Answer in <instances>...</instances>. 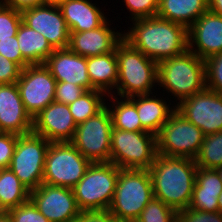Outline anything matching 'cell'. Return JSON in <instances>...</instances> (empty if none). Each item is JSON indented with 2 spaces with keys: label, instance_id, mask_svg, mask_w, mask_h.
I'll return each mask as SVG.
<instances>
[{
  "label": "cell",
  "instance_id": "1",
  "mask_svg": "<svg viewBox=\"0 0 222 222\" xmlns=\"http://www.w3.org/2000/svg\"><path fill=\"white\" fill-rule=\"evenodd\" d=\"M130 26L123 40L157 63L188 49V29L179 23L154 16L133 20Z\"/></svg>",
  "mask_w": 222,
  "mask_h": 222
},
{
  "label": "cell",
  "instance_id": "2",
  "mask_svg": "<svg viewBox=\"0 0 222 222\" xmlns=\"http://www.w3.org/2000/svg\"><path fill=\"white\" fill-rule=\"evenodd\" d=\"M198 167L193 159L157 154L148 169L154 198L176 212L189 207Z\"/></svg>",
  "mask_w": 222,
  "mask_h": 222
},
{
  "label": "cell",
  "instance_id": "3",
  "mask_svg": "<svg viewBox=\"0 0 222 222\" xmlns=\"http://www.w3.org/2000/svg\"><path fill=\"white\" fill-rule=\"evenodd\" d=\"M157 77L158 87L165 89L167 94L172 93L178 105L206 88L205 61L187 49L180 55L160 61Z\"/></svg>",
  "mask_w": 222,
  "mask_h": 222
},
{
  "label": "cell",
  "instance_id": "4",
  "mask_svg": "<svg viewBox=\"0 0 222 222\" xmlns=\"http://www.w3.org/2000/svg\"><path fill=\"white\" fill-rule=\"evenodd\" d=\"M118 80L113 95L130 98L154 93L158 84V63L131 47L125 40L116 46ZM156 84V85H155Z\"/></svg>",
  "mask_w": 222,
  "mask_h": 222
},
{
  "label": "cell",
  "instance_id": "5",
  "mask_svg": "<svg viewBox=\"0 0 222 222\" xmlns=\"http://www.w3.org/2000/svg\"><path fill=\"white\" fill-rule=\"evenodd\" d=\"M153 198L148 170L120 169L109 211L121 222H135Z\"/></svg>",
  "mask_w": 222,
  "mask_h": 222
},
{
  "label": "cell",
  "instance_id": "6",
  "mask_svg": "<svg viewBox=\"0 0 222 222\" xmlns=\"http://www.w3.org/2000/svg\"><path fill=\"white\" fill-rule=\"evenodd\" d=\"M119 170L111 162L91 163L83 178L72 188L79 209H109L113 201Z\"/></svg>",
  "mask_w": 222,
  "mask_h": 222
},
{
  "label": "cell",
  "instance_id": "7",
  "mask_svg": "<svg viewBox=\"0 0 222 222\" xmlns=\"http://www.w3.org/2000/svg\"><path fill=\"white\" fill-rule=\"evenodd\" d=\"M157 154V135L112 129L110 162L118 168L148 170Z\"/></svg>",
  "mask_w": 222,
  "mask_h": 222
},
{
  "label": "cell",
  "instance_id": "8",
  "mask_svg": "<svg viewBox=\"0 0 222 222\" xmlns=\"http://www.w3.org/2000/svg\"><path fill=\"white\" fill-rule=\"evenodd\" d=\"M90 164L71 142H50L45 156L43 183L72 189Z\"/></svg>",
  "mask_w": 222,
  "mask_h": 222
},
{
  "label": "cell",
  "instance_id": "9",
  "mask_svg": "<svg viewBox=\"0 0 222 222\" xmlns=\"http://www.w3.org/2000/svg\"><path fill=\"white\" fill-rule=\"evenodd\" d=\"M203 131L175 110L157 134V153L195 159L204 140Z\"/></svg>",
  "mask_w": 222,
  "mask_h": 222
},
{
  "label": "cell",
  "instance_id": "10",
  "mask_svg": "<svg viewBox=\"0 0 222 222\" xmlns=\"http://www.w3.org/2000/svg\"><path fill=\"white\" fill-rule=\"evenodd\" d=\"M50 141L33 132L17 137L10 170L31 192L43 183L44 164Z\"/></svg>",
  "mask_w": 222,
  "mask_h": 222
},
{
  "label": "cell",
  "instance_id": "11",
  "mask_svg": "<svg viewBox=\"0 0 222 222\" xmlns=\"http://www.w3.org/2000/svg\"><path fill=\"white\" fill-rule=\"evenodd\" d=\"M112 129L111 115L105 106L77 125L71 143L91 163L110 162Z\"/></svg>",
  "mask_w": 222,
  "mask_h": 222
},
{
  "label": "cell",
  "instance_id": "12",
  "mask_svg": "<svg viewBox=\"0 0 222 222\" xmlns=\"http://www.w3.org/2000/svg\"><path fill=\"white\" fill-rule=\"evenodd\" d=\"M56 80L44 64L22 69L17 86L26 112L33 119L55 101Z\"/></svg>",
  "mask_w": 222,
  "mask_h": 222
},
{
  "label": "cell",
  "instance_id": "13",
  "mask_svg": "<svg viewBox=\"0 0 222 222\" xmlns=\"http://www.w3.org/2000/svg\"><path fill=\"white\" fill-rule=\"evenodd\" d=\"M176 110L204 135L222 131V95L205 88L182 100Z\"/></svg>",
  "mask_w": 222,
  "mask_h": 222
},
{
  "label": "cell",
  "instance_id": "14",
  "mask_svg": "<svg viewBox=\"0 0 222 222\" xmlns=\"http://www.w3.org/2000/svg\"><path fill=\"white\" fill-rule=\"evenodd\" d=\"M29 199L50 222H67L81 212L70 188L42 183Z\"/></svg>",
  "mask_w": 222,
  "mask_h": 222
},
{
  "label": "cell",
  "instance_id": "15",
  "mask_svg": "<svg viewBox=\"0 0 222 222\" xmlns=\"http://www.w3.org/2000/svg\"><path fill=\"white\" fill-rule=\"evenodd\" d=\"M21 14L22 22L41 33L54 49L68 48L70 31L58 5L43 4Z\"/></svg>",
  "mask_w": 222,
  "mask_h": 222
},
{
  "label": "cell",
  "instance_id": "16",
  "mask_svg": "<svg viewBox=\"0 0 222 222\" xmlns=\"http://www.w3.org/2000/svg\"><path fill=\"white\" fill-rule=\"evenodd\" d=\"M76 127L69 106L53 101L33 118L32 132L50 142H71Z\"/></svg>",
  "mask_w": 222,
  "mask_h": 222
},
{
  "label": "cell",
  "instance_id": "17",
  "mask_svg": "<svg viewBox=\"0 0 222 222\" xmlns=\"http://www.w3.org/2000/svg\"><path fill=\"white\" fill-rule=\"evenodd\" d=\"M188 49L202 60L222 52V16L207 10L188 28Z\"/></svg>",
  "mask_w": 222,
  "mask_h": 222
},
{
  "label": "cell",
  "instance_id": "18",
  "mask_svg": "<svg viewBox=\"0 0 222 222\" xmlns=\"http://www.w3.org/2000/svg\"><path fill=\"white\" fill-rule=\"evenodd\" d=\"M111 25V20L108 18L100 27L95 29L70 32L68 48L86 58L113 52L123 40V33L122 31H115L117 30L116 27L115 29L114 27L111 28Z\"/></svg>",
  "mask_w": 222,
  "mask_h": 222
},
{
  "label": "cell",
  "instance_id": "19",
  "mask_svg": "<svg viewBox=\"0 0 222 222\" xmlns=\"http://www.w3.org/2000/svg\"><path fill=\"white\" fill-rule=\"evenodd\" d=\"M33 119L26 112L16 83L0 84V132L25 135Z\"/></svg>",
  "mask_w": 222,
  "mask_h": 222
},
{
  "label": "cell",
  "instance_id": "20",
  "mask_svg": "<svg viewBox=\"0 0 222 222\" xmlns=\"http://www.w3.org/2000/svg\"><path fill=\"white\" fill-rule=\"evenodd\" d=\"M44 65L50 70L56 82H69L94 90L87 72V58L72 52L69 48L55 49Z\"/></svg>",
  "mask_w": 222,
  "mask_h": 222
},
{
  "label": "cell",
  "instance_id": "21",
  "mask_svg": "<svg viewBox=\"0 0 222 222\" xmlns=\"http://www.w3.org/2000/svg\"><path fill=\"white\" fill-rule=\"evenodd\" d=\"M92 0H66L58 5L70 32L100 27L108 18Z\"/></svg>",
  "mask_w": 222,
  "mask_h": 222
},
{
  "label": "cell",
  "instance_id": "22",
  "mask_svg": "<svg viewBox=\"0 0 222 222\" xmlns=\"http://www.w3.org/2000/svg\"><path fill=\"white\" fill-rule=\"evenodd\" d=\"M153 95V96H152ZM157 96V97H156ZM135 105L142 126L148 131L157 135L164 123L170 118L176 110L175 101H167L160 96L152 93L145 95H136L129 98ZM169 102V103H168ZM168 103V105H167ZM172 105V106H170ZM174 105V106H173Z\"/></svg>",
  "mask_w": 222,
  "mask_h": 222
},
{
  "label": "cell",
  "instance_id": "23",
  "mask_svg": "<svg viewBox=\"0 0 222 222\" xmlns=\"http://www.w3.org/2000/svg\"><path fill=\"white\" fill-rule=\"evenodd\" d=\"M221 193L222 183L218 171L198 167L189 208L218 212V198Z\"/></svg>",
  "mask_w": 222,
  "mask_h": 222
},
{
  "label": "cell",
  "instance_id": "24",
  "mask_svg": "<svg viewBox=\"0 0 222 222\" xmlns=\"http://www.w3.org/2000/svg\"><path fill=\"white\" fill-rule=\"evenodd\" d=\"M87 72L96 90L111 95L116 89L118 80L116 49L108 54L88 57Z\"/></svg>",
  "mask_w": 222,
  "mask_h": 222
},
{
  "label": "cell",
  "instance_id": "25",
  "mask_svg": "<svg viewBox=\"0 0 222 222\" xmlns=\"http://www.w3.org/2000/svg\"><path fill=\"white\" fill-rule=\"evenodd\" d=\"M208 10V0H159L158 17L187 29Z\"/></svg>",
  "mask_w": 222,
  "mask_h": 222
},
{
  "label": "cell",
  "instance_id": "26",
  "mask_svg": "<svg viewBox=\"0 0 222 222\" xmlns=\"http://www.w3.org/2000/svg\"><path fill=\"white\" fill-rule=\"evenodd\" d=\"M16 37L22 56L31 65L44 64L55 50L41 33L23 22L19 25Z\"/></svg>",
  "mask_w": 222,
  "mask_h": 222
},
{
  "label": "cell",
  "instance_id": "27",
  "mask_svg": "<svg viewBox=\"0 0 222 222\" xmlns=\"http://www.w3.org/2000/svg\"><path fill=\"white\" fill-rule=\"evenodd\" d=\"M107 97L109 101H113L105 104L110 112L113 128L129 132H148L141 124L136 105L129 98L113 94L107 95Z\"/></svg>",
  "mask_w": 222,
  "mask_h": 222
},
{
  "label": "cell",
  "instance_id": "28",
  "mask_svg": "<svg viewBox=\"0 0 222 222\" xmlns=\"http://www.w3.org/2000/svg\"><path fill=\"white\" fill-rule=\"evenodd\" d=\"M30 198V191L10 168L0 169V207L7 212Z\"/></svg>",
  "mask_w": 222,
  "mask_h": 222
},
{
  "label": "cell",
  "instance_id": "29",
  "mask_svg": "<svg viewBox=\"0 0 222 222\" xmlns=\"http://www.w3.org/2000/svg\"><path fill=\"white\" fill-rule=\"evenodd\" d=\"M104 97V98H103ZM107 95L100 90H89L84 92L77 100L70 103V113L78 125L100 112L106 104Z\"/></svg>",
  "mask_w": 222,
  "mask_h": 222
},
{
  "label": "cell",
  "instance_id": "30",
  "mask_svg": "<svg viewBox=\"0 0 222 222\" xmlns=\"http://www.w3.org/2000/svg\"><path fill=\"white\" fill-rule=\"evenodd\" d=\"M194 161L197 167L205 169L222 167V131L204 136Z\"/></svg>",
  "mask_w": 222,
  "mask_h": 222
},
{
  "label": "cell",
  "instance_id": "31",
  "mask_svg": "<svg viewBox=\"0 0 222 222\" xmlns=\"http://www.w3.org/2000/svg\"><path fill=\"white\" fill-rule=\"evenodd\" d=\"M135 222H177V212L162 200L153 198Z\"/></svg>",
  "mask_w": 222,
  "mask_h": 222
},
{
  "label": "cell",
  "instance_id": "32",
  "mask_svg": "<svg viewBox=\"0 0 222 222\" xmlns=\"http://www.w3.org/2000/svg\"><path fill=\"white\" fill-rule=\"evenodd\" d=\"M22 22V14L13 8L0 4V40L11 39L17 35Z\"/></svg>",
  "mask_w": 222,
  "mask_h": 222
},
{
  "label": "cell",
  "instance_id": "33",
  "mask_svg": "<svg viewBox=\"0 0 222 222\" xmlns=\"http://www.w3.org/2000/svg\"><path fill=\"white\" fill-rule=\"evenodd\" d=\"M206 88L222 95V52L205 60Z\"/></svg>",
  "mask_w": 222,
  "mask_h": 222
},
{
  "label": "cell",
  "instance_id": "34",
  "mask_svg": "<svg viewBox=\"0 0 222 222\" xmlns=\"http://www.w3.org/2000/svg\"><path fill=\"white\" fill-rule=\"evenodd\" d=\"M126 9L130 12V21L149 18L157 15L159 0H122Z\"/></svg>",
  "mask_w": 222,
  "mask_h": 222
},
{
  "label": "cell",
  "instance_id": "35",
  "mask_svg": "<svg viewBox=\"0 0 222 222\" xmlns=\"http://www.w3.org/2000/svg\"><path fill=\"white\" fill-rule=\"evenodd\" d=\"M12 222H50L29 199L27 202L7 211Z\"/></svg>",
  "mask_w": 222,
  "mask_h": 222
},
{
  "label": "cell",
  "instance_id": "36",
  "mask_svg": "<svg viewBox=\"0 0 222 222\" xmlns=\"http://www.w3.org/2000/svg\"><path fill=\"white\" fill-rule=\"evenodd\" d=\"M86 90L69 82H57L55 88V101L69 105L77 100Z\"/></svg>",
  "mask_w": 222,
  "mask_h": 222
},
{
  "label": "cell",
  "instance_id": "37",
  "mask_svg": "<svg viewBox=\"0 0 222 222\" xmlns=\"http://www.w3.org/2000/svg\"><path fill=\"white\" fill-rule=\"evenodd\" d=\"M177 222H222V214L219 211H198L188 207L177 212Z\"/></svg>",
  "mask_w": 222,
  "mask_h": 222
},
{
  "label": "cell",
  "instance_id": "38",
  "mask_svg": "<svg viewBox=\"0 0 222 222\" xmlns=\"http://www.w3.org/2000/svg\"><path fill=\"white\" fill-rule=\"evenodd\" d=\"M0 54L17 63L22 69L31 65L21 54L16 36L0 40Z\"/></svg>",
  "mask_w": 222,
  "mask_h": 222
},
{
  "label": "cell",
  "instance_id": "39",
  "mask_svg": "<svg viewBox=\"0 0 222 222\" xmlns=\"http://www.w3.org/2000/svg\"><path fill=\"white\" fill-rule=\"evenodd\" d=\"M18 136L0 132V169L9 168Z\"/></svg>",
  "mask_w": 222,
  "mask_h": 222
},
{
  "label": "cell",
  "instance_id": "40",
  "mask_svg": "<svg viewBox=\"0 0 222 222\" xmlns=\"http://www.w3.org/2000/svg\"><path fill=\"white\" fill-rule=\"evenodd\" d=\"M22 68L0 54V84L17 83Z\"/></svg>",
  "mask_w": 222,
  "mask_h": 222
},
{
  "label": "cell",
  "instance_id": "41",
  "mask_svg": "<svg viewBox=\"0 0 222 222\" xmlns=\"http://www.w3.org/2000/svg\"><path fill=\"white\" fill-rule=\"evenodd\" d=\"M85 222H121L109 209L85 210Z\"/></svg>",
  "mask_w": 222,
  "mask_h": 222
},
{
  "label": "cell",
  "instance_id": "42",
  "mask_svg": "<svg viewBox=\"0 0 222 222\" xmlns=\"http://www.w3.org/2000/svg\"><path fill=\"white\" fill-rule=\"evenodd\" d=\"M0 4L22 12L45 3L44 0H0Z\"/></svg>",
  "mask_w": 222,
  "mask_h": 222
},
{
  "label": "cell",
  "instance_id": "43",
  "mask_svg": "<svg viewBox=\"0 0 222 222\" xmlns=\"http://www.w3.org/2000/svg\"><path fill=\"white\" fill-rule=\"evenodd\" d=\"M208 10L222 16V0H208Z\"/></svg>",
  "mask_w": 222,
  "mask_h": 222
},
{
  "label": "cell",
  "instance_id": "44",
  "mask_svg": "<svg viewBox=\"0 0 222 222\" xmlns=\"http://www.w3.org/2000/svg\"><path fill=\"white\" fill-rule=\"evenodd\" d=\"M67 222H85V210H82L76 219Z\"/></svg>",
  "mask_w": 222,
  "mask_h": 222
},
{
  "label": "cell",
  "instance_id": "45",
  "mask_svg": "<svg viewBox=\"0 0 222 222\" xmlns=\"http://www.w3.org/2000/svg\"><path fill=\"white\" fill-rule=\"evenodd\" d=\"M0 222H12V219L10 218L8 213L5 212L0 216Z\"/></svg>",
  "mask_w": 222,
  "mask_h": 222
},
{
  "label": "cell",
  "instance_id": "46",
  "mask_svg": "<svg viewBox=\"0 0 222 222\" xmlns=\"http://www.w3.org/2000/svg\"><path fill=\"white\" fill-rule=\"evenodd\" d=\"M66 0H44L45 4H50V5H59L60 3L64 2Z\"/></svg>",
  "mask_w": 222,
  "mask_h": 222
},
{
  "label": "cell",
  "instance_id": "47",
  "mask_svg": "<svg viewBox=\"0 0 222 222\" xmlns=\"http://www.w3.org/2000/svg\"><path fill=\"white\" fill-rule=\"evenodd\" d=\"M218 211L222 214V193L219 195L218 198Z\"/></svg>",
  "mask_w": 222,
  "mask_h": 222
},
{
  "label": "cell",
  "instance_id": "48",
  "mask_svg": "<svg viewBox=\"0 0 222 222\" xmlns=\"http://www.w3.org/2000/svg\"><path fill=\"white\" fill-rule=\"evenodd\" d=\"M218 171L221 183H222V167L216 169Z\"/></svg>",
  "mask_w": 222,
  "mask_h": 222
},
{
  "label": "cell",
  "instance_id": "49",
  "mask_svg": "<svg viewBox=\"0 0 222 222\" xmlns=\"http://www.w3.org/2000/svg\"><path fill=\"white\" fill-rule=\"evenodd\" d=\"M5 213V211L0 207V216Z\"/></svg>",
  "mask_w": 222,
  "mask_h": 222
}]
</instances>
